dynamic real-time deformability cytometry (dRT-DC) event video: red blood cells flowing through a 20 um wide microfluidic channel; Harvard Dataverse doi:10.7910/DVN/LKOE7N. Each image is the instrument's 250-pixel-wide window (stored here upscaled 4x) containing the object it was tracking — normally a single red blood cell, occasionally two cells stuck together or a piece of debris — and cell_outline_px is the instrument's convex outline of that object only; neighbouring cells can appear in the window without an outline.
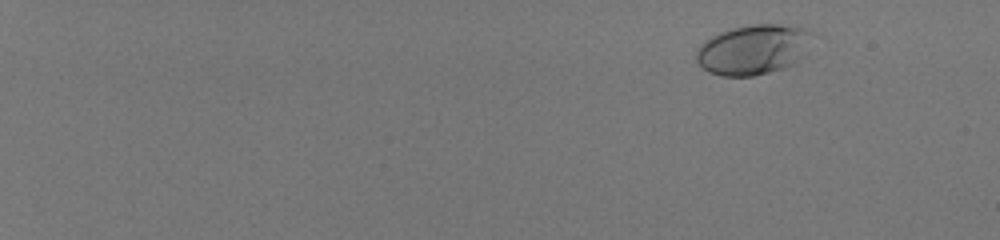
{"species": "human", "species_latin": "Homo sapiens", "temperature_condition": "room temperature", "stored_images_in_passage": 58, "camera_frame_rate_fps": 3000, "um_per_image_px": 0.085, "donor": {"sex": "male"}, "frame": {"image": 1, "passage_image": 8, "time_ms": 2.333, "image_size_px": [1000, 240], "cell_outline_px": [[816, 32], [800, 56], [792, 64], [784, 68], [752, 76], [720, 76], [708, 72], [696, 60], [696, 48], [700, 44], [712, 36], [720, 32], [732, 28], [752, 24], [776, 24], [808, 28]], "centroid_in_image_um": [64.01, 4.2], "position_along_channel_um": 21.0, "area_um2": 33.7}}
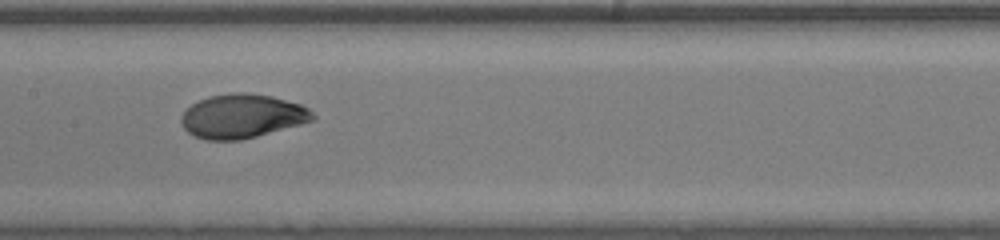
{"frame": {"image": 2, "passage_image": 36, "time_ms": 11.667, "image_size_px": [1000, 240], "cell_outline_px": [[316, 120], [256, 136], [240, 140], [204, 140], [188, 132], [184, 128], [180, 120], [180, 116], [192, 104], [208, 96], [232, 92], [240, 92], [272, 96], [300, 104], [308, 108], [316, 116]], "centroid_in_image_um": [20.59, 9.87], "position_along_channel_um": 186.8, "area_um2": 33.64}}
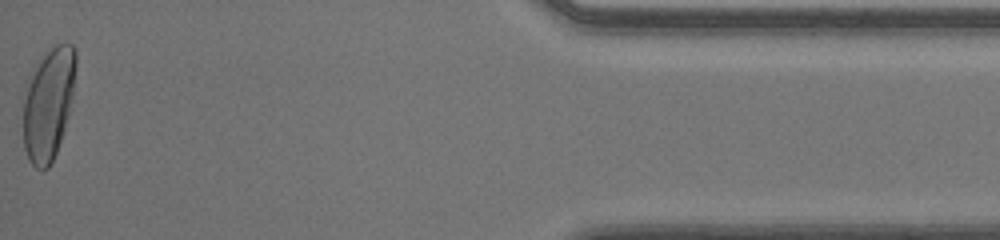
{"frame": {"image": 3, "passage_image": 58, "time_ms": 19.0, "image_size_px": [1000, 240], "cell_outline_px": [[76, 64], [72, 96], [68, 116], [64, 132], [56, 152], [48, 168], [36, 168], [28, 160], [24, 148], [24, 100], [32, 76], [40, 60], [48, 48], [52, 44], [72, 44], [76, 52]], "centroid_in_image_um": [4.14, 8.83], "position_along_channel_um": 431.1, "area_um2": 33.7}, "authors_computed_cell_mechanics": {"area_um2": 32.9749, "velocity_mm_per_s": 4.0764, "shape_relaxation_time_tau1_ms": 3.2381, "shape_relaxation_time_tau2_ms": null, "deformation_change_tau1": 0.175, "deformation_change_tau2": null}}